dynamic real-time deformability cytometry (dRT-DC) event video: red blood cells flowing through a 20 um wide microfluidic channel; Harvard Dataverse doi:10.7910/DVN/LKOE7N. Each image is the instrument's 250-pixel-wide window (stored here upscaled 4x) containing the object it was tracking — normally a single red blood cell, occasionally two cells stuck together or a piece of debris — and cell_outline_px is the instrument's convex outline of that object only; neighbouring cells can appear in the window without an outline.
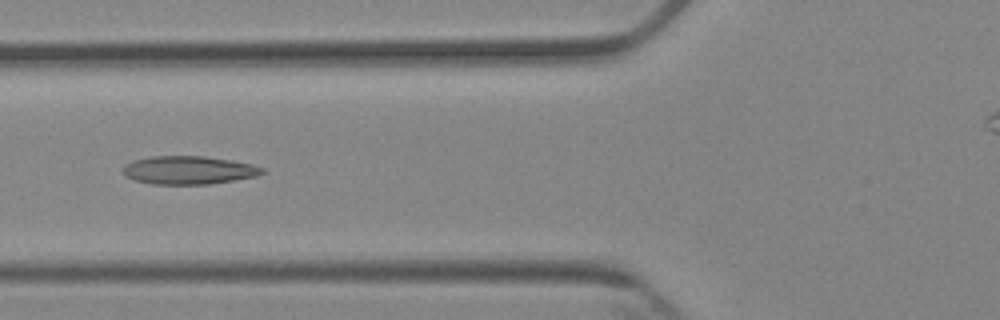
{"species": "Egyptian fruit bat (a non-hibernating species)", "species_latin": "Rousettus aegyptiacus", "temperature_condition": "cold", "stored_images_in_passage": 5, "camera_frame_rate_fps": 3000, "um_per_image_px": 0.085, "animal": {"sex": "female"}, "frame": {"image": 1, "passage_image": 5, "time_ms": 4.667, "image_size_px": [1000, 320], "cell_outline_px": [[264, 172], [256, 176], [208, 184], [152, 184], [136, 180], [124, 176], [124, 164], [132, 160], [152, 156], [204, 156], [232, 160], [252, 164], [264, 168]], "centroid_in_image_um": [16.02, 14.45], "position_along_channel_um": 109.8, "area_um2": 22.83}}